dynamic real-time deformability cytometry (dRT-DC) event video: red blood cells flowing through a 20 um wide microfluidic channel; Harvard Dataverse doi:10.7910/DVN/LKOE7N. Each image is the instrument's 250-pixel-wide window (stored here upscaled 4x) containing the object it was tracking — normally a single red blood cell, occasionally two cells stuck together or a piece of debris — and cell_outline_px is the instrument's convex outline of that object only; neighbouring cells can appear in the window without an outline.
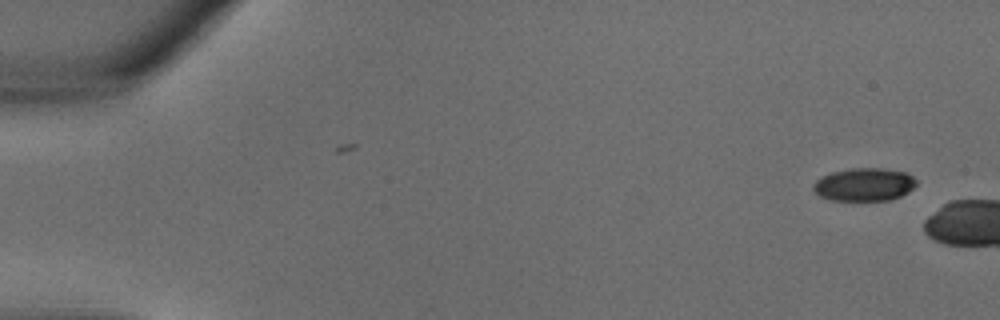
{"species": "common noctule bat (a hibernating species)", "species_latin": "Nyctalus noctula", "temperature_condition": "warm", "stored_images_in_passage": 4, "camera_frame_rate_fps": 3000, "um_per_image_px": 0.085, "animal": {"sex": "male", "body_mass_g": 18.8}, "frame": {"image": 1, "passage_image": 1, "time_ms": 0.0, "image_size_px": [1000, 320], "cell_outline_px": [[916, 184], [908, 192], [892, 200], [832, 200], [820, 196], [812, 188], [812, 184], [820, 176], [832, 172], [852, 168], [884, 168], [908, 172], [916, 180]], "centroid_in_image_um": [73.46, 15.67], "position_along_channel_um": 11.5, "area_um2": 19.94}}